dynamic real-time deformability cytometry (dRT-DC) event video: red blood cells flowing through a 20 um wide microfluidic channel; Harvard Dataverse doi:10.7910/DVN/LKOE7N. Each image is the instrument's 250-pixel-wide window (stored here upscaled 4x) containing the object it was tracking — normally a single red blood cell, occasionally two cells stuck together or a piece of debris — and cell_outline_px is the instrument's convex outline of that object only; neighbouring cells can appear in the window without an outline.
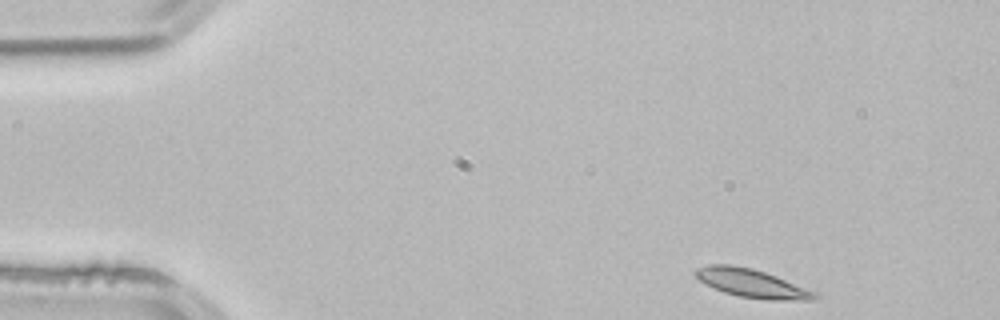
{"species": "common noctule bat (a hibernating species)", "species_latin": "Nyctalus noctula", "temperature_condition": "room temperature", "stored_images_in_passage": 49, "segment_of_instrument_passage": [1, 2], "camera_frame_rate_fps": 3000, "um_per_image_px": 0.085, "animal": {"sex": "male", "body_mass_g": 21.5, "forearm_length_mm": 52.0}, "frame": {"image": 1, "passage_image": 1, "time_ms": 0.0, "image_size_px": [1000, 320], "cell_outline_px": [[820, 296], [816, 300], [768, 300], [740, 296], [724, 292], [712, 288], [704, 284], [692, 272], [696, 268], [708, 264], [732, 264], [752, 268], [776, 276], [820, 292]], "centroid_in_image_um": [63.94, 24.08], "position_along_channel_um": 21.1, "area_um2": 20.17}}
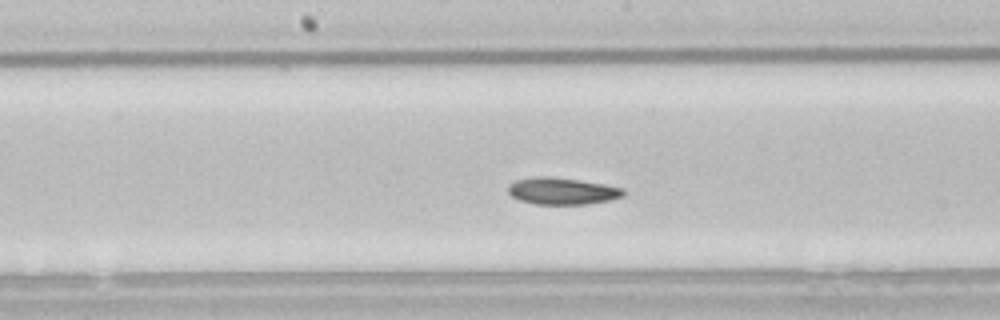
{"frame": {"image": 2, "passage_image": 22, "time_ms": 7.0, "image_size_px": [1000, 320], "cell_outline_px": [[624, 196], [608, 200], [588, 204], [536, 204], [520, 200], [512, 196], [508, 192], [508, 184], [516, 180], [532, 176], [552, 176], [580, 180], [604, 184], [624, 188]], "centroid_in_image_um": [47.76, 16.22], "position_along_channel_um": 200.4, "area_um2": 18.15}}
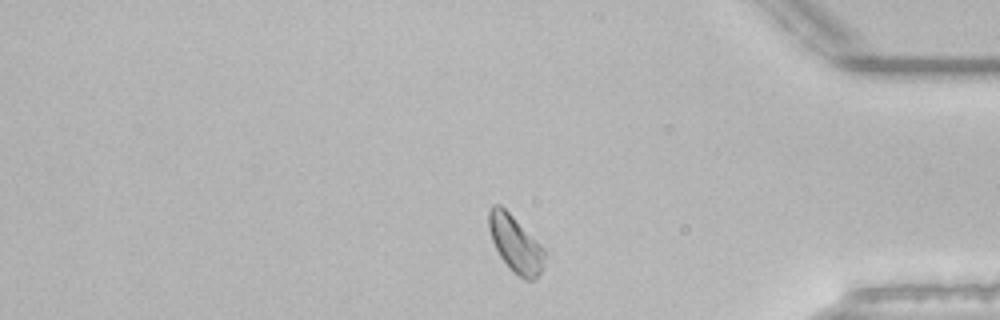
{"frame": {"image": 3, "passage_image": 39, "time_ms": 12.667, "image_size_px": [1000, 320], "cell_outline_px": [[544, 268], [532, 280], [524, 280], [512, 272], [508, 268], [500, 256], [492, 240], [488, 228], [488, 212], [492, 204], [500, 204], [544, 248]], "centroid_in_image_um": [43.79, 20.75], "position_along_channel_um": 391.4, "area_um2": 18.26}}